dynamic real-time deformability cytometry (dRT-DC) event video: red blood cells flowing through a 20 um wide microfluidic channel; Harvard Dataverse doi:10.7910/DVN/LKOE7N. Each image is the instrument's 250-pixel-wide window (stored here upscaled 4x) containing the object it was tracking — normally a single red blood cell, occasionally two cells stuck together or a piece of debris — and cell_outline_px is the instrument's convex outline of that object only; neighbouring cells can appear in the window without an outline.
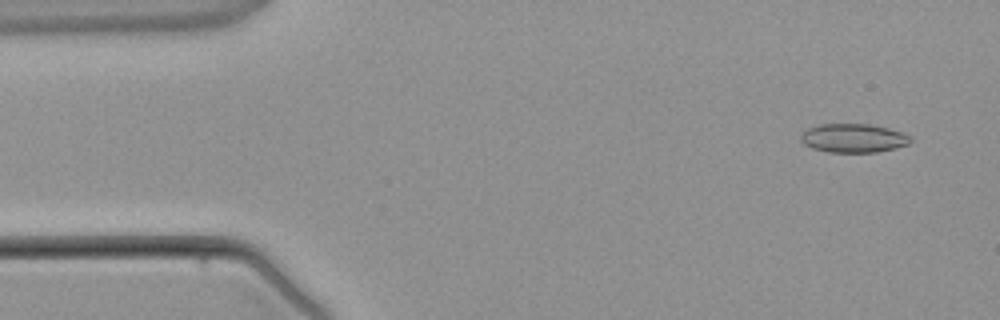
{"species": "common noctule bat (a hibernating species)", "species_latin": "Nyctalus noctula", "temperature_condition": "warm", "stored_images_in_passage": 3, "camera_frame_rate_fps": 3000, "um_per_image_px": 0.085, "animal": {"sex": "male", "body_mass_g": 21.5, "forearm_length_mm": 52.0}, "frame": {"image": 1, "passage_image": 1, "time_ms": 0.0, "image_size_px": [1000, 320], "cell_outline_px": [[912, 140], [908, 144], [896, 148], [876, 152], [828, 152], [812, 148], [804, 144], [800, 140], [800, 136], [808, 128], [820, 124], [868, 124], [888, 128], [904, 132], [912, 136]], "centroid_in_image_um": [72.57, 11.74], "position_along_channel_um": 12.4, "area_um2": 18.5}}
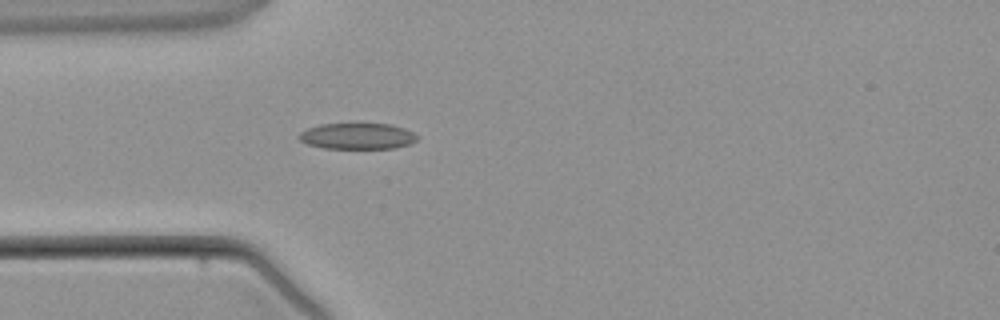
{"frame": {"image": 2, "passage_image": 3, "time_ms": 3.0, "image_size_px": [1000, 320], "cell_outline_px": [[420, 136], [416, 140], [408, 144], [396, 148], [324, 148], [308, 144], [300, 140], [296, 136], [300, 132], [308, 128], [320, 124], [392, 124], [404, 128]], "centroid_in_image_um": [30.37, 11.57], "position_along_channel_um": 54.6, "area_um2": 17.92}}